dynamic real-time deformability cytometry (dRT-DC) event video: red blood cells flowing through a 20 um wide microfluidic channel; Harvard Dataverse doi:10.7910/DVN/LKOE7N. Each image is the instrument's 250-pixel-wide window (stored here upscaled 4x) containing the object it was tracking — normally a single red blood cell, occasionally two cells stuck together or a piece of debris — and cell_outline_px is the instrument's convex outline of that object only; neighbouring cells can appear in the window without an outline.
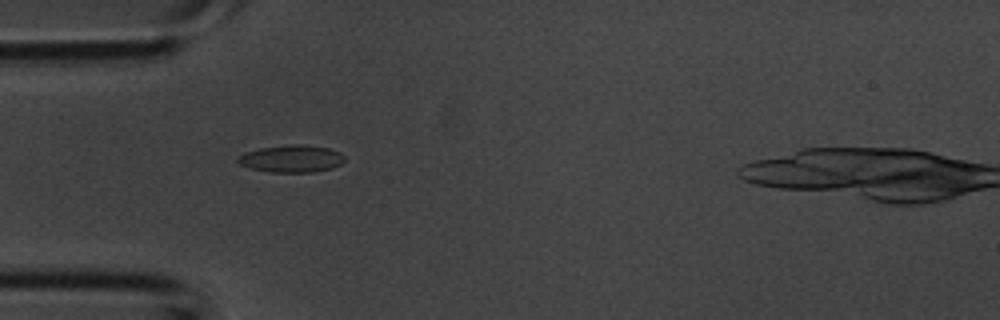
{"species": "common noctule bat (a hibernating species)", "species_latin": "Nyctalus noctula", "temperature_condition": "room temperature", "stored_images_in_passage": 3, "camera_frame_rate_fps": 3000, "um_per_image_px": 0.085, "animal": {"sex": "male", "body_mass_g": 20.1, "forearm_length_mm": 53.5}, "frame": {"image": 1, "passage_image": 3, "time_ms": 0.667, "image_size_px": [1000, 320], "cell_outline_px": [[344, 160], [340, 164], [332, 168], [312, 172], [272, 172], [252, 168], [240, 164], [236, 160], [236, 156], [260, 148], [292, 144], [304, 144], [328, 148], [340, 152], [344, 156]], "centroid_in_image_um": [24.79, 13.48], "position_along_channel_um": 60.2, "area_um2": 16.82}}